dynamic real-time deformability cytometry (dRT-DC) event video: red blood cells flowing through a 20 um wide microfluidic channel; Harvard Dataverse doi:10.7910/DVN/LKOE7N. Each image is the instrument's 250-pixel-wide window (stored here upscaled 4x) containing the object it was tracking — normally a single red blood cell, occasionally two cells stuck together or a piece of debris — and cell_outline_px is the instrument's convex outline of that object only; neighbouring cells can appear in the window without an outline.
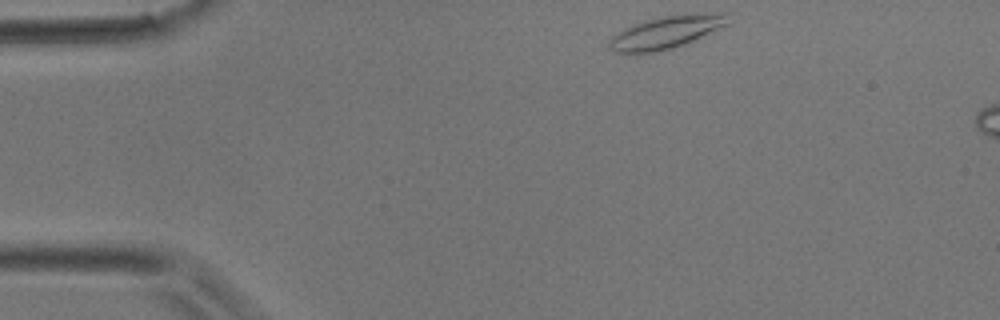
{"species": "common noctule bat (a hibernating species)", "species_latin": "Nyctalus noctula", "temperature_condition": "room temperature", "stored_images_in_passage": 3, "camera_frame_rate_fps": 3000, "um_per_image_px": 0.085, "animal": {"sex": "male", "body_mass_g": 17.9}, "frame": {"image": 1, "passage_image": 1, "time_ms": 0.0, "image_size_px": [1000, 320], "cell_outline_px": [[732, 24], [672, 48], [652, 52], [616, 52], [608, 44], [612, 36], [624, 28], [632, 24], [648, 20], [668, 16], [724, 12], [728, 12]], "centroid_in_image_um": [56.71, 2.72], "position_along_channel_um": 28.3, "area_um2": 22.02}}